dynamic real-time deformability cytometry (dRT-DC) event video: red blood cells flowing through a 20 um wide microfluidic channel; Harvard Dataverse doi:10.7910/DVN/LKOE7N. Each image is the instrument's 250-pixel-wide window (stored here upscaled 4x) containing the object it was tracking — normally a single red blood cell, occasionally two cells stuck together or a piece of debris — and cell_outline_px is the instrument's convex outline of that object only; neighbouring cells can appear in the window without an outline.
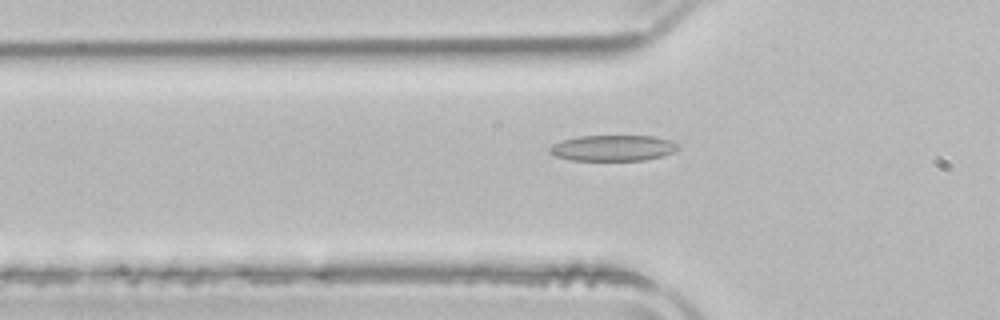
{"species": "common noctule bat (a hibernating species)", "species_latin": "Nyctalus noctula", "temperature_condition": "room temperature", "stored_images_in_passage": 39, "camera_frame_rate_fps": 3000, "um_per_image_px": 0.085, "animal": {"sex": "male", "body_mass_g": 21.5, "forearm_length_mm": 52.0}, "frame": {"image": 1, "passage_image": 4, "time_ms": 1.0, "image_size_px": [1000, 320], "cell_outline_px": [[680, 148], [664, 156], [644, 160], [572, 160], [556, 156], [548, 152], [548, 148], [552, 144], [564, 140], [580, 136], [652, 136], [668, 140], [680, 144]], "centroid_in_image_um": [52.11, 12.58], "position_along_channel_um": 73.7, "area_um2": 19.31}}
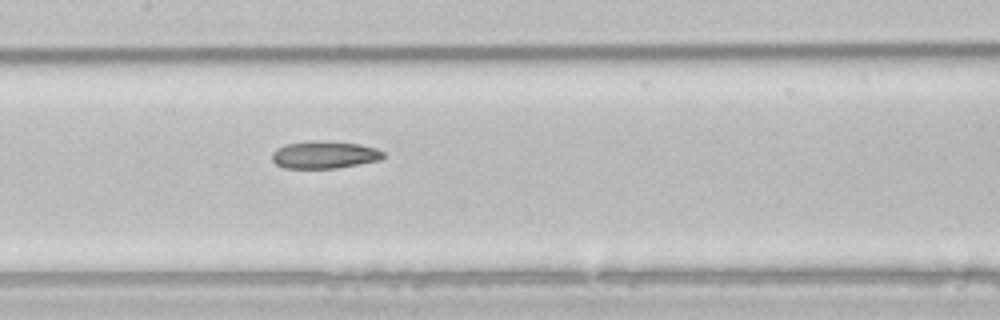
{"frame": {"image": 2, "passage_image": 12, "time_ms": 3.667, "image_size_px": [1000, 320], "cell_outline_px": [[384, 156], [380, 160], [336, 168], [284, 168], [276, 164], [272, 160], [272, 152], [276, 148], [284, 144], [312, 140], [324, 140], [360, 144], [376, 148], [384, 152]], "centroid_in_image_um": [27.55, 13.14], "position_along_channel_um": 179.9, "area_um2": 17.98}}
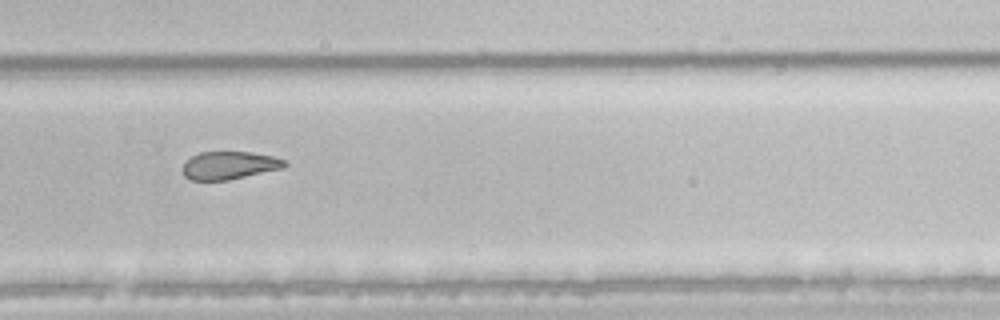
{"frame": {"image": 3, "passage_image": 22, "time_ms": 7.0, "image_size_px": [1000, 320], "cell_outline_px": [[288, 164], [284, 168], [228, 180], [192, 180], [184, 176], [184, 164], [192, 156], [200, 152], [252, 152], [272, 156], [284, 160]], "centroid_in_image_um": [19.52, 14.05], "position_along_channel_um": 310.3, "area_um2": 16.42}, "authors_computed_cell_mechanics": {"area_um2": 18.496, "velocity_mm_per_s": 3.9479, "shape_relaxation_time_tau1_ms": null, "shape_relaxation_time_tau2_ms": 5.3758, "deformation_change_tau1": null, "deformation_change_tau2": 0.1352}}